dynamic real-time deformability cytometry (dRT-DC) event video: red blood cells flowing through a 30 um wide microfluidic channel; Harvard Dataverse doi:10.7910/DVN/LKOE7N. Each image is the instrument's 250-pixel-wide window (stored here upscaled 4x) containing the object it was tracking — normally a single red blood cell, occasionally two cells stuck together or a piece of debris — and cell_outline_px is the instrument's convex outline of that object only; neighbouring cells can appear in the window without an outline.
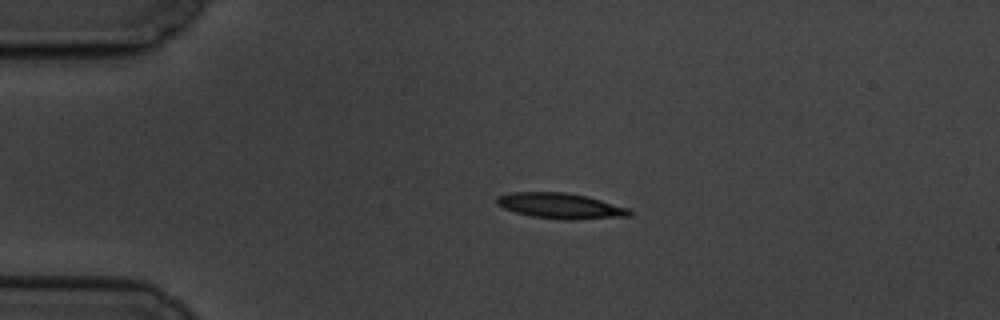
{"species": "common noctule bat (a hibernating species)", "species_latin": "Nyctalus noctula", "temperature_condition": "cold", "stored_images_in_passage": 3, "camera_frame_rate_fps": 3000, "um_per_image_px": 0.085, "animal": {"sex": "male", "body_mass_g": 19.5, "forearm_length_mm": 54.6}, "frame": {"image": 1, "passage_image": 2, "time_ms": 1.0, "image_size_px": [1000, 320], "cell_outline_px": [[632, 216], [568, 220], [532, 216], [516, 212], [504, 208], [496, 204], [496, 196], [512, 192], [564, 192], [588, 196], [632, 208]], "centroid_in_image_um": [47.7, 17.49], "position_along_channel_um": 37.3, "area_um2": 19.94}}